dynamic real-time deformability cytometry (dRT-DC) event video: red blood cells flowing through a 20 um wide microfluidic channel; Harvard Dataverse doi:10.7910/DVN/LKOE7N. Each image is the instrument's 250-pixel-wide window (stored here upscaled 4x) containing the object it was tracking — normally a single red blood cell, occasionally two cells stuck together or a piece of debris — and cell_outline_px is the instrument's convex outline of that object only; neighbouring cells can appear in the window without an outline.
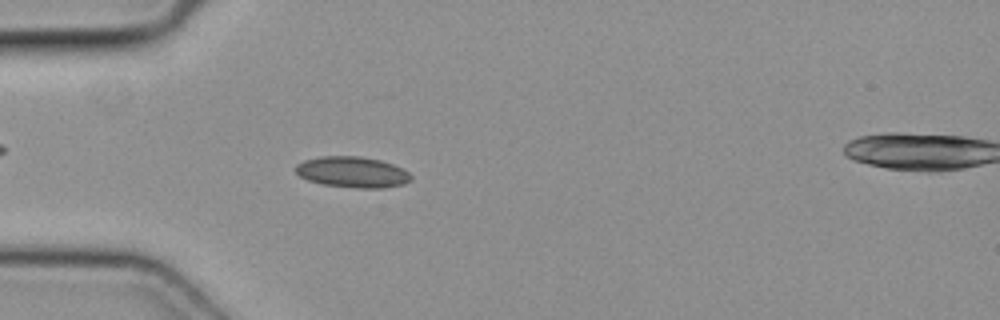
{"species": "common noctule bat (a hibernating species)", "species_latin": "Nyctalus noctula", "temperature_condition": "cold", "stored_images_in_passage": 46, "camera_frame_rate_fps": 3000, "um_per_image_px": 0.085, "animal": {"sex": "female", "body_mass_g": 19.3, "forearm_length_mm": 54.1}, "frame": {"image": 1, "passage_image": 11, "time_ms": 3.333, "image_size_px": [1000, 320], "cell_outline_px": [[412, 180], [404, 184], [384, 188], [356, 188], [324, 184], [308, 180], [300, 176], [296, 172], [296, 164], [304, 160], [320, 156], [360, 156], [380, 160], [404, 168], [412, 176]], "centroid_in_image_um": [29.98, 14.62], "position_along_channel_um": 55.0, "area_um2": 20.87}}
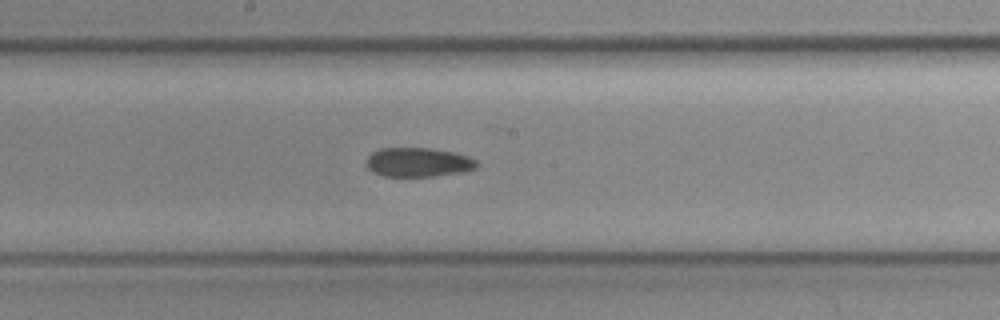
{"frame": {"image": 2, "passage_image": 23, "time_ms": 7.333, "image_size_px": [1000, 320], "cell_outline_px": [[480, 164], [476, 168], [468, 172], [436, 176], [384, 176], [372, 172], [368, 168], [364, 160], [372, 152], [380, 148], [428, 148], [452, 152], [468, 156], [476, 160]], "centroid_in_image_um": [35.56, 13.8], "position_along_channel_um": 212.6, "area_um2": 19.07}}
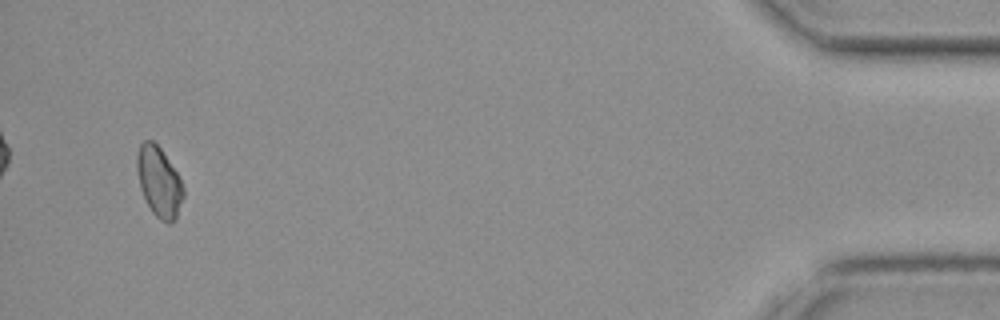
{"frame": {"image": 3, "passage_image": 44, "time_ms": 14.333, "image_size_px": [1000, 320], "cell_outline_px": [[184, 196], [176, 220], [172, 224], [168, 224], [160, 220], [152, 212], [140, 188], [136, 168], [136, 156], [140, 144], [144, 140], [152, 140], [160, 148], [176, 172], [184, 188]], "centroid_in_image_um": [13.52, 15.49], "position_along_channel_um": 421.7, "area_um2": 18.96}}